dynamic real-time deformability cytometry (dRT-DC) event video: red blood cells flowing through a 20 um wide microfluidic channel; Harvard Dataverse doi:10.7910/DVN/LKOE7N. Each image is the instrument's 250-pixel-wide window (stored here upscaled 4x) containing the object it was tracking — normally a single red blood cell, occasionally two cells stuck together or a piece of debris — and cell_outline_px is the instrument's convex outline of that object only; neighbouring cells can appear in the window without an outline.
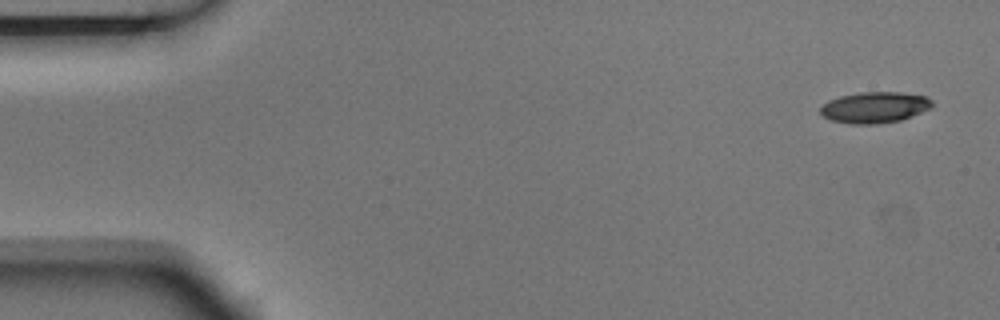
{"species": "Egyptian fruit bat (a non-hibernating species)", "species_latin": "Rousettus aegyptiacus", "temperature_condition": "room temperature", "stored_images_in_passage": 4, "camera_frame_rate_fps": 3000, "um_per_image_px": 0.085, "animal": {"sex": "male"}, "frame": {"image": 1, "passage_image": 1, "time_ms": 0.0, "image_size_px": [1000, 320], "cell_outline_px": [[932, 108], [912, 116], [900, 120], [876, 124], [852, 124], [832, 120], [824, 116], [820, 112], [820, 108], [828, 100], [840, 96], [860, 92], [900, 92], [924, 96], [932, 100]], "centroid_in_image_um": [74.35, 9.12], "position_along_channel_um": 10.6, "area_um2": 20.17}}
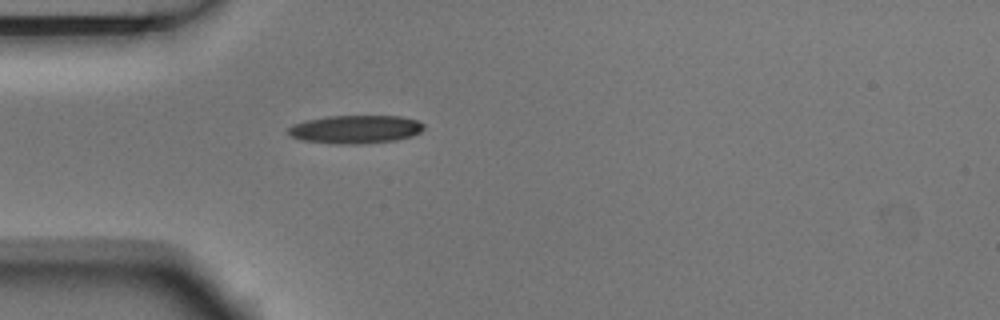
{"frame": {"image": 2, "passage_image": 4, "time_ms": 1.0, "image_size_px": [1000, 320], "cell_outline_px": [[424, 128], [420, 132], [412, 136], [396, 140], [364, 144], [336, 144], [300, 140], [288, 136], [288, 128], [292, 124], [304, 120], [328, 116], [400, 116], [416, 120], [424, 124]], "centroid_in_image_um": [30.17, 11.0], "position_along_channel_um": 54.8, "area_um2": 22.6}}